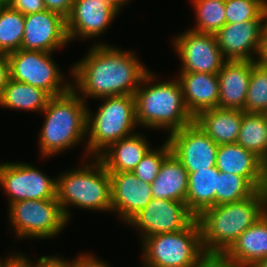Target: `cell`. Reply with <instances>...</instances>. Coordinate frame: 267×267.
Wrapping results in <instances>:
<instances>
[{
  "mask_svg": "<svg viewBox=\"0 0 267 267\" xmlns=\"http://www.w3.org/2000/svg\"><path fill=\"white\" fill-rule=\"evenodd\" d=\"M218 174L216 166L188 174L185 204L196 218L206 209L215 206Z\"/></svg>",
  "mask_w": 267,
  "mask_h": 267,
  "instance_id": "cell-26",
  "label": "cell"
},
{
  "mask_svg": "<svg viewBox=\"0 0 267 267\" xmlns=\"http://www.w3.org/2000/svg\"><path fill=\"white\" fill-rule=\"evenodd\" d=\"M266 0H226V24L265 19Z\"/></svg>",
  "mask_w": 267,
  "mask_h": 267,
  "instance_id": "cell-33",
  "label": "cell"
},
{
  "mask_svg": "<svg viewBox=\"0 0 267 267\" xmlns=\"http://www.w3.org/2000/svg\"><path fill=\"white\" fill-rule=\"evenodd\" d=\"M109 176L111 214L117 217V222L125 225L153 198L151 184L138 179L132 172L109 173Z\"/></svg>",
  "mask_w": 267,
  "mask_h": 267,
  "instance_id": "cell-16",
  "label": "cell"
},
{
  "mask_svg": "<svg viewBox=\"0 0 267 267\" xmlns=\"http://www.w3.org/2000/svg\"><path fill=\"white\" fill-rule=\"evenodd\" d=\"M264 13H265V26L267 27V0L265 2Z\"/></svg>",
  "mask_w": 267,
  "mask_h": 267,
  "instance_id": "cell-45",
  "label": "cell"
},
{
  "mask_svg": "<svg viewBox=\"0 0 267 267\" xmlns=\"http://www.w3.org/2000/svg\"><path fill=\"white\" fill-rule=\"evenodd\" d=\"M53 54L23 49L7 54L10 78L40 88L51 97L68 92L72 88V67L66 77V70L60 68Z\"/></svg>",
  "mask_w": 267,
  "mask_h": 267,
  "instance_id": "cell-9",
  "label": "cell"
},
{
  "mask_svg": "<svg viewBox=\"0 0 267 267\" xmlns=\"http://www.w3.org/2000/svg\"><path fill=\"white\" fill-rule=\"evenodd\" d=\"M25 16L7 5L0 13V53L9 54L21 48Z\"/></svg>",
  "mask_w": 267,
  "mask_h": 267,
  "instance_id": "cell-29",
  "label": "cell"
},
{
  "mask_svg": "<svg viewBox=\"0 0 267 267\" xmlns=\"http://www.w3.org/2000/svg\"><path fill=\"white\" fill-rule=\"evenodd\" d=\"M196 217L185 202L152 198L124 226L137 232L138 242L156 234L177 232L187 228ZM140 238V239H139Z\"/></svg>",
  "mask_w": 267,
  "mask_h": 267,
  "instance_id": "cell-13",
  "label": "cell"
},
{
  "mask_svg": "<svg viewBox=\"0 0 267 267\" xmlns=\"http://www.w3.org/2000/svg\"><path fill=\"white\" fill-rule=\"evenodd\" d=\"M60 254L42 255L34 259V267H72V258H64Z\"/></svg>",
  "mask_w": 267,
  "mask_h": 267,
  "instance_id": "cell-38",
  "label": "cell"
},
{
  "mask_svg": "<svg viewBox=\"0 0 267 267\" xmlns=\"http://www.w3.org/2000/svg\"><path fill=\"white\" fill-rule=\"evenodd\" d=\"M4 2H6L7 4L11 1V0H3Z\"/></svg>",
  "mask_w": 267,
  "mask_h": 267,
  "instance_id": "cell-47",
  "label": "cell"
},
{
  "mask_svg": "<svg viewBox=\"0 0 267 267\" xmlns=\"http://www.w3.org/2000/svg\"><path fill=\"white\" fill-rule=\"evenodd\" d=\"M253 267H267V258L259 260Z\"/></svg>",
  "mask_w": 267,
  "mask_h": 267,
  "instance_id": "cell-42",
  "label": "cell"
},
{
  "mask_svg": "<svg viewBox=\"0 0 267 267\" xmlns=\"http://www.w3.org/2000/svg\"><path fill=\"white\" fill-rule=\"evenodd\" d=\"M141 264L146 267H194L204 252L197 219L187 228L139 240Z\"/></svg>",
  "mask_w": 267,
  "mask_h": 267,
  "instance_id": "cell-8",
  "label": "cell"
},
{
  "mask_svg": "<svg viewBox=\"0 0 267 267\" xmlns=\"http://www.w3.org/2000/svg\"><path fill=\"white\" fill-rule=\"evenodd\" d=\"M73 258L72 267H112V265L106 261L107 259L99 258V256L92 251L84 252L82 250L81 253L78 252Z\"/></svg>",
  "mask_w": 267,
  "mask_h": 267,
  "instance_id": "cell-36",
  "label": "cell"
},
{
  "mask_svg": "<svg viewBox=\"0 0 267 267\" xmlns=\"http://www.w3.org/2000/svg\"><path fill=\"white\" fill-rule=\"evenodd\" d=\"M90 45L83 58L70 65L72 89L87 104L90 99L134 95L151 70L141 61L137 50L114 44Z\"/></svg>",
  "mask_w": 267,
  "mask_h": 267,
  "instance_id": "cell-1",
  "label": "cell"
},
{
  "mask_svg": "<svg viewBox=\"0 0 267 267\" xmlns=\"http://www.w3.org/2000/svg\"><path fill=\"white\" fill-rule=\"evenodd\" d=\"M93 110L87 105L86 151L98 157L112 143L138 132L134 95H119L97 99ZM94 111V112H93Z\"/></svg>",
  "mask_w": 267,
  "mask_h": 267,
  "instance_id": "cell-6",
  "label": "cell"
},
{
  "mask_svg": "<svg viewBox=\"0 0 267 267\" xmlns=\"http://www.w3.org/2000/svg\"><path fill=\"white\" fill-rule=\"evenodd\" d=\"M266 213H267V189H266Z\"/></svg>",
  "mask_w": 267,
  "mask_h": 267,
  "instance_id": "cell-46",
  "label": "cell"
},
{
  "mask_svg": "<svg viewBox=\"0 0 267 267\" xmlns=\"http://www.w3.org/2000/svg\"><path fill=\"white\" fill-rule=\"evenodd\" d=\"M57 174L25 161H0V189L7 205L21 200L55 199Z\"/></svg>",
  "mask_w": 267,
  "mask_h": 267,
  "instance_id": "cell-10",
  "label": "cell"
},
{
  "mask_svg": "<svg viewBox=\"0 0 267 267\" xmlns=\"http://www.w3.org/2000/svg\"><path fill=\"white\" fill-rule=\"evenodd\" d=\"M255 61L227 60L217 73L219 108L244 111L246 93Z\"/></svg>",
  "mask_w": 267,
  "mask_h": 267,
  "instance_id": "cell-19",
  "label": "cell"
},
{
  "mask_svg": "<svg viewBox=\"0 0 267 267\" xmlns=\"http://www.w3.org/2000/svg\"><path fill=\"white\" fill-rule=\"evenodd\" d=\"M51 96L44 90L10 78L0 98V109L36 112L45 109Z\"/></svg>",
  "mask_w": 267,
  "mask_h": 267,
  "instance_id": "cell-25",
  "label": "cell"
},
{
  "mask_svg": "<svg viewBox=\"0 0 267 267\" xmlns=\"http://www.w3.org/2000/svg\"><path fill=\"white\" fill-rule=\"evenodd\" d=\"M8 4L6 2H4L3 0H0V13L4 10V8L7 6Z\"/></svg>",
  "mask_w": 267,
  "mask_h": 267,
  "instance_id": "cell-44",
  "label": "cell"
},
{
  "mask_svg": "<svg viewBox=\"0 0 267 267\" xmlns=\"http://www.w3.org/2000/svg\"><path fill=\"white\" fill-rule=\"evenodd\" d=\"M254 153L267 165V121L265 113L242 110V122L237 142Z\"/></svg>",
  "mask_w": 267,
  "mask_h": 267,
  "instance_id": "cell-27",
  "label": "cell"
},
{
  "mask_svg": "<svg viewBox=\"0 0 267 267\" xmlns=\"http://www.w3.org/2000/svg\"><path fill=\"white\" fill-rule=\"evenodd\" d=\"M151 188L154 198L185 202L188 172L172 152L164 159Z\"/></svg>",
  "mask_w": 267,
  "mask_h": 267,
  "instance_id": "cell-24",
  "label": "cell"
},
{
  "mask_svg": "<svg viewBox=\"0 0 267 267\" xmlns=\"http://www.w3.org/2000/svg\"><path fill=\"white\" fill-rule=\"evenodd\" d=\"M123 8L130 4L133 0H116Z\"/></svg>",
  "mask_w": 267,
  "mask_h": 267,
  "instance_id": "cell-43",
  "label": "cell"
},
{
  "mask_svg": "<svg viewBox=\"0 0 267 267\" xmlns=\"http://www.w3.org/2000/svg\"><path fill=\"white\" fill-rule=\"evenodd\" d=\"M70 45L66 32V18L61 14L44 10L25 15L23 50L58 52Z\"/></svg>",
  "mask_w": 267,
  "mask_h": 267,
  "instance_id": "cell-15",
  "label": "cell"
},
{
  "mask_svg": "<svg viewBox=\"0 0 267 267\" xmlns=\"http://www.w3.org/2000/svg\"><path fill=\"white\" fill-rule=\"evenodd\" d=\"M227 253L242 267H253L267 258V213L247 228Z\"/></svg>",
  "mask_w": 267,
  "mask_h": 267,
  "instance_id": "cell-23",
  "label": "cell"
},
{
  "mask_svg": "<svg viewBox=\"0 0 267 267\" xmlns=\"http://www.w3.org/2000/svg\"><path fill=\"white\" fill-rule=\"evenodd\" d=\"M161 144L153 146L143 159L133 169L132 173L145 183H150L156 179L164 159L171 153L169 142L162 138Z\"/></svg>",
  "mask_w": 267,
  "mask_h": 267,
  "instance_id": "cell-32",
  "label": "cell"
},
{
  "mask_svg": "<svg viewBox=\"0 0 267 267\" xmlns=\"http://www.w3.org/2000/svg\"><path fill=\"white\" fill-rule=\"evenodd\" d=\"M216 168L245 177L257 190L267 189V165L238 143L218 146Z\"/></svg>",
  "mask_w": 267,
  "mask_h": 267,
  "instance_id": "cell-18",
  "label": "cell"
},
{
  "mask_svg": "<svg viewBox=\"0 0 267 267\" xmlns=\"http://www.w3.org/2000/svg\"><path fill=\"white\" fill-rule=\"evenodd\" d=\"M19 249L7 250L9 252H5V255L0 257V267H34V258L31 259L30 254L27 255Z\"/></svg>",
  "mask_w": 267,
  "mask_h": 267,
  "instance_id": "cell-35",
  "label": "cell"
},
{
  "mask_svg": "<svg viewBox=\"0 0 267 267\" xmlns=\"http://www.w3.org/2000/svg\"><path fill=\"white\" fill-rule=\"evenodd\" d=\"M122 11L123 7L116 0H74L71 13L66 18L69 43L95 39L92 44H110L104 42L102 37L106 36L107 29L111 28Z\"/></svg>",
  "mask_w": 267,
  "mask_h": 267,
  "instance_id": "cell-11",
  "label": "cell"
},
{
  "mask_svg": "<svg viewBox=\"0 0 267 267\" xmlns=\"http://www.w3.org/2000/svg\"><path fill=\"white\" fill-rule=\"evenodd\" d=\"M266 213V189L203 211L196 219L204 251L227 252L237 238Z\"/></svg>",
  "mask_w": 267,
  "mask_h": 267,
  "instance_id": "cell-5",
  "label": "cell"
},
{
  "mask_svg": "<svg viewBox=\"0 0 267 267\" xmlns=\"http://www.w3.org/2000/svg\"><path fill=\"white\" fill-rule=\"evenodd\" d=\"M194 267H242L227 252L204 251Z\"/></svg>",
  "mask_w": 267,
  "mask_h": 267,
  "instance_id": "cell-34",
  "label": "cell"
},
{
  "mask_svg": "<svg viewBox=\"0 0 267 267\" xmlns=\"http://www.w3.org/2000/svg\"><path fill=\"white\" fill-rule=\"evenodd\" d=\"M165 139L188 174L216 166L219 145L195 122L174 131Z\"/></svg>",
  "mask_w": 267,
  "mask_h": 267,
  "instance_id": "cell-14",
  "label": "cell"
},
{
  "mask_svg": "<svg viewBox=\"0 0 267 267\" xmlns=\"http://www.w3.org/2000/svg\"><path fill=\"white\" fill-rule=\"evenodd\" d=\"M141 130L112 143L97 158L109 173L132 172L148 151L154 146L147 133Z\"/></svg>",
  "mask_w": 267,
  "mask_h": 267,
  "instance_id": "cell-20",
  "label": "cell"
},
{
  "mask_svg": "<svg viewBox=\"0 0 267 267\" xmlns=\"http://www.w3.org/2000/svg\"><path fill=\"white\" fill-rule=\"evenodd\" d=\"M87 105L72 88L49 99L39 114L43 117L37 134L41 160L47 161L80 145L84 148L80 160L90 158L86 151Z\"/></svg>",
  "mask_w": 267,
  "mask_h": 267,
  "instance_id": "cell-2",
  "label": "cell"
},
{
  "mask_svg": "<svg viewBox=\"0 0 267 267\" xmlns=\"http://www.w3.org/2000/svg\"><path fill=\"white\" fill-rule=\"evenodd\" d=\"M7 207V229L16 243L26 239L33 242L55 239L69 225L57 198L21 200Z\"/></svg>",
  "mask_w": 267,
  "mask_h": 267,
  "instance_id": "cell-7",
  "label": "cell"
},
{
  "mask_svg": "<svg viewBox=\"0 0 267 267\" xmlns=\"http://www.w3.org/2000/svg\"><path fill=\"white\" fill-rule=\"evenodd\" d=\"M8 5L24 16L46 10L43 0H11Z\"/></svg>",
  "mask_w": 267,
  "mask_h": 267,
  "instance_id": "cell-37",
  "label": "cell"
},
{
  "mask_svg": "<svg viewBox=\"0 0 267 267\" xmlns=\"http://www.w3.org/2000/svg\"><path fill=\"white\" fill-rule=\"evenodd\" d=\"M255 63L263 68H267V27L265 26L259 43V49Z\"/></svg>",
  "mask_w": 267,
  "mask_h": 267,
  "instance_id": "cell-41",
  "label": "cell"
},
{
  "mask_svg": "<svg viewBox=\"0 0 267 267\" xmlns=\"http://www.w3.org/2000/svg\"><path fill=\"white\" fill-rule=\"evenodd\" d=\"M194 14V25L187 26L199 33L215 34L226 24V0H190Z\"/></svg>",
  "mask_w": 267,
  "mask_h": 267,
  "instance_id": "cell-28",
  "label": "cell"
},
{
  "mask_svg": "<svg viewBox=\"0 0 267 267\" xmlns=\"http://www.w3.org/2000/svg\"><path fill=\"white\" fill-rule=\"evenodd\" d=\"M194 122L218 145L236 143L242 122V110L213 108L200 112Z\"/></svg>",
  "mask_w": 267,
  "mask_h": 267,
  "instance_id": "cell-22",
  "label": "cell"
},
{
  "mask_svg": "<svg viewBox=\"0 0 267 267\" xmlns=\"http://www.w3.org/2000/svg\"><path fill=\"white\" fill-rule=\"evenodd\" d=\"M61 170L56 175V198L69 223L75 208L111 214L110 176L97 157L79 160L77 166Z\"/></svg>",
  "mask_w": 267,
  "mask_h": 267,
  "instance_id": "cell-4",
  "label": "cell"
},
{
  "mask_svg": "<svg viewBox=\"0 0 267 267\" xmlns=\"http://www.w3.org/2000/svg\"><path fill=\"white\" fill-rule=\"evenodd\" d=\"M10 80V65L7 54L0 53V98Z\"/></svg>",
  "mask_w": 267,
  "mask_h": 267,
  "instance_id": "cell-40",
  "label": "cell"
},
{
  "mask_svg": "<svg viewBox=\"0 0 267 267\" xmlns=\"http://www.w3.org/2000/svg\"><path fill=\"white\" fill-rule=\"evenodd\" d=\"M265 28V19L225 24L215 33L226 60L255 61Z\"/></svg>",
  "mask_w": 267,
  "mask_h": 267,
  "instance_id": "cell-17",
  "label": "cell"
},
{
  "mask_svg": "<svg viewBox=\"0 0 267 267\" xmlns=\"http://www.w3.org/2000/svg\"><path fill=\"white\" fill-rule=\"evenodd\" d=\"M170 43L180 62L177 73L217 74L227 61L222 55L215 34L199 33L187 27L184 31L172 35Z\"/></svg>",
  "mask_w": 267,
  "mask_h": 267,
  "instance_id": "cell-12",
  "label": "cell"
},
{
  "mask_svg": "<svg viewBox=\"0 0 267 267\" xmlns=\"http://www.w3.org/2000/svg\"><path fill=\"white\" fill-rule=\"evenodd\" d=\"M244 112L267 113V68L257 64L252 67Z\"/></svg>",
  "mask_w": 267,
  "mask_h": 267,
  "instance_id": "cell-31",
  "label": "cell"
},
{
  "mask_svg": "<svg viewBox=\"0 0 267 267\" xmlns=\"http://www.w3.org/2000/svg\"><path fill=\"white\" fill-rule=\"evenodd\" d=\"M181 84L184 102L193 117L218 107L219 81L217 74L203 72L176 73Z\"/></svg>",
  "mask_w": 267,
  "mask_h": 267,
  "instance_id": "cell-21",
  "label": "cell"
},
{
  "mask_svg": "<svg viewBox=\"0 0 267 267\" xmlns=\"http://www.w3.org/2000/svg\"><path fill=\"white\" fill-rule=\"evenodd\" d=\"M47 10L54 11L67 18L72 10L74 0H43Z\"/></svg>",
  "mask_w": 267,
  "mask_h": 267,
  "instance_id": "cell-39",
  "label": "cell"
},
{
  "mask_svg": "<svg viewBox=\"0 0 267 267\" xmlns=\"http://www.w3.org/2000/svg\"><path fill=\"white\" fill-rule=\"evenodd\" d=\"M172 76L166 80L151 69L142 79L134 94L136 121L141 130L161 131L167 137L194 122L184 102L181 84Z\"/></svg>",
  "mask_w": 267,
  "mask_h": 267,
  "instance_id": "cell-3",
  "label": "cell"
},
{
  "mask_svg": "<svg viewBox=\"0 0 267 267\" xmlns=\"http://www.w3.org/2000/svg\"><path fill=\"white\" fill-rule=\"evenodd\" d=\"M256 191L257 189L245 177L219 172L215 205L246 199Z\"/></svg>",
  "mask_w": 267,
  "mask_h": 267,
  "instance_id": "cell-30",
  "label": "cell"
}]
</instances>
